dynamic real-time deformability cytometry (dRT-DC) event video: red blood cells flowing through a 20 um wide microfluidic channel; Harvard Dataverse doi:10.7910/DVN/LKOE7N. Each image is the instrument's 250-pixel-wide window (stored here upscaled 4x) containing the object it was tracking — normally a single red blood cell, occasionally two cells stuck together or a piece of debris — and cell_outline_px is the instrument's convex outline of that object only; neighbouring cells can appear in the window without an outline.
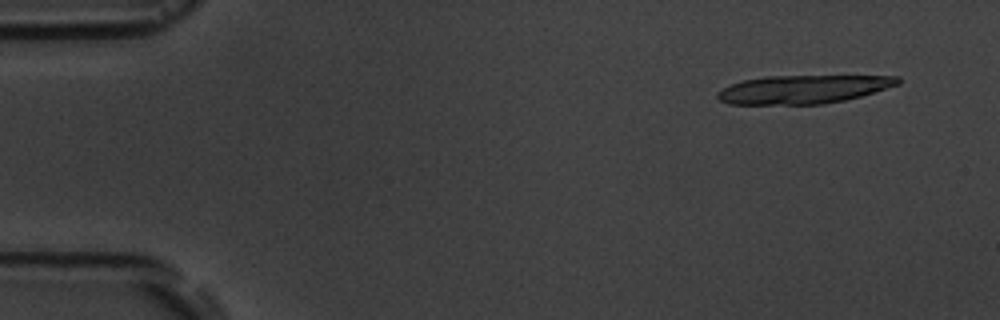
{"species": "common noctule bat (a hibernating species)", "species_latin": "Nyctalus noctula", "temperature_condition": "room temperature", "stored_images_in_passage": 5, "camera_frame_rate_fps": 3000, "um_per_image_px": 0.085, "animal": {"sex": "male", "body_mass_g": 19.5, "forearm_length_mm": 54.6}, "frame": {"image": 1, "passage_image": 1, "time_ms": 0.0, "image_size_px": [1000, 320], "cell_outline_px": [[900, 84], [860, 96], [844, 100], [824, 104], [728, 104], [720, 100], [716, 96], [716, 92], [732, 84], [744, 80], [764, 76], [900, 76]], "centroid_in_image_um": [68.26, 7.59], "position_along_channel_um": 16.7, "area_um2": 29.71}}